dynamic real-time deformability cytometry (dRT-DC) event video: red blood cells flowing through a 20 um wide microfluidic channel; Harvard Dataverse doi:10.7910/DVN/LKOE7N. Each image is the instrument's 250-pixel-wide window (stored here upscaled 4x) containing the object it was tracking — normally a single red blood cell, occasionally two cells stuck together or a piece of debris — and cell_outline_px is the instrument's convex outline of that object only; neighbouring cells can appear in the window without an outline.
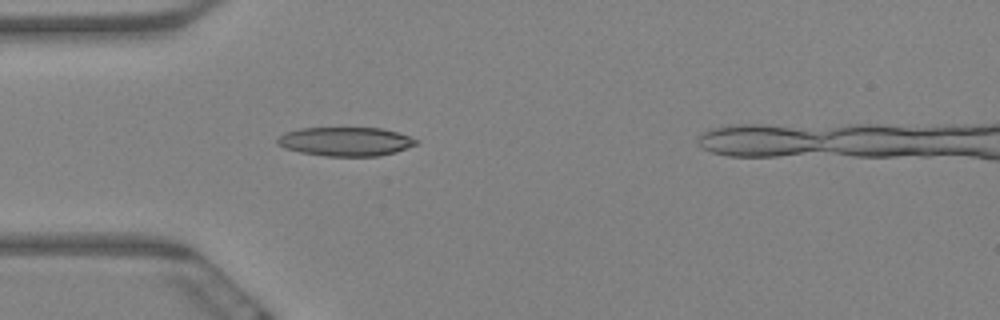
{"species": "Egyptian fruit bat (a non-hibernating species)", "species_latin": "Rousettus aegyptiacus", "temperature_condition": "warm", "stored_images_in_passage": 5, "camera_frame_rate_fps": 3000, "um_per_image_px": 0.085, "animal": {"sex": "female"}, "frame": {"image": 1, "passage_image": 5, "time_ms": 1.333, "image_size_px": [1000, 320], "cell_outline_px": [[416, 144], [396, 152], [376, 156], [324, 156], [300, 152], [284, 148], [276, 144], [276, 140], [284, 132], [300, 128], [380, 128], [396, 132], [408, 136], [416, 140]], "centroid_in_image_um": [29.31, 12.03], "position_along_channel_um": 55.7, "area_um2": 23.24}}